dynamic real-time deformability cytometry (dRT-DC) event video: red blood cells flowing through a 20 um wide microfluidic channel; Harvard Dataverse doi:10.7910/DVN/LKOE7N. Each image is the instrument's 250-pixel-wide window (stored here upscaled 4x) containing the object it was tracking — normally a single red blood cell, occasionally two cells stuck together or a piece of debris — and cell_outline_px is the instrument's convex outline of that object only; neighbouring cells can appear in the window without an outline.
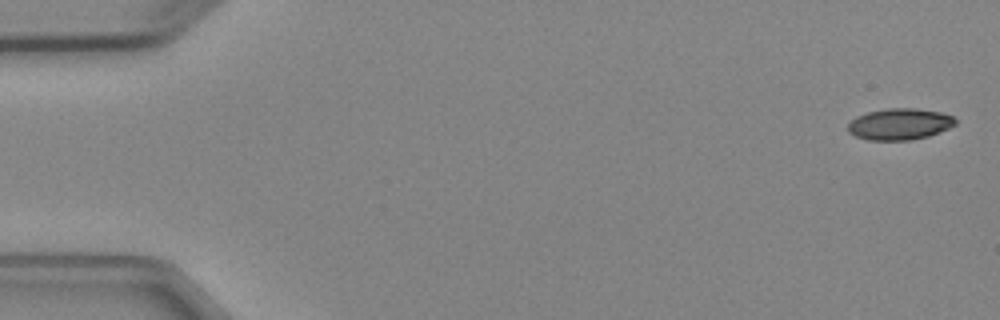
{"species": "Egyptian fruit bat (a non-hibernating species)", "species_latin": "Rousettus aegyptiacus", "temperature_condition": "cold", "stored_images_in_passage": 6, "camera_frame_rate_fps": 3000, "um_per_image_px": 0.085, "animal": {"sex": "female"}, "frame": {"image": 1, "passage_image": 1, "time_ms": 0.0, "image_size_px": [1000, 320], "cell_outline_px": [[956, 124], [940, 132], [928, 136], [912, 140], [868, 140], [856, 136], [848, 132], [848, 124], [856, 116], [868, 112], [888, 108], [916, 108], [940, 112], [952, 116], [956, 120]], "centroid_in_image_um": [76.47, 10.55], "position_along_channel_um": 8.5, "area_um2": 19.65}}